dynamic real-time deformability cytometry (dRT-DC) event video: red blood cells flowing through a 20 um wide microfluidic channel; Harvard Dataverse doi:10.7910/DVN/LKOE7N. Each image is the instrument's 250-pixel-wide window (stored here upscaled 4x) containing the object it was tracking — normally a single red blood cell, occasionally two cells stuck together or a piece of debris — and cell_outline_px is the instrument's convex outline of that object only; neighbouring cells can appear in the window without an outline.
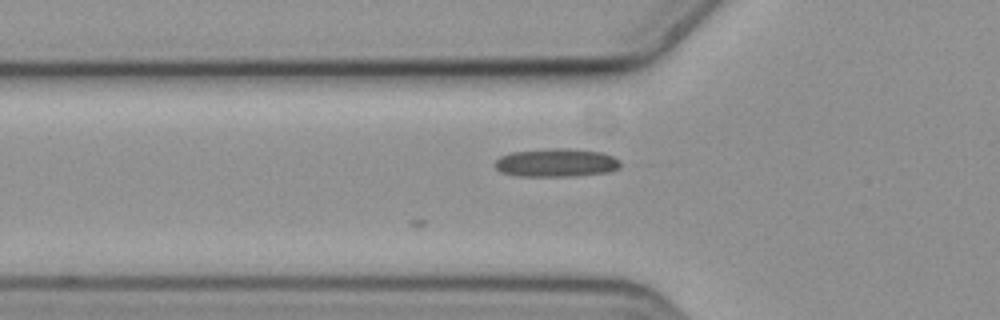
{"species": "common noctule bat (a hibernating species)", "species_latin": "Nyctalus noctula", "temperature_condition": "cold", "stored_images_in_passage": 2, "camera_frame_rate_fps": 3000, "um_per_image_px": 0.085, "animal": {"sex": "female", "body_mass_g": 19.3, "forearm_length_mm": 54.1}, "frame": {"image": 1, "passage_image": 2, "time_ms": 0.333, "image_size_px": [1000, 320], "cell_outline_px": [[620, 168], [608, 172], [576, 176], [520, 176], [500, 172], [492, 164], [500, 156], [512, 152], [548, 148], [568, 148], [604, 152], [620, 160]], "centroid_in_image_um": [47.28, 13.82], "position_along_channel_um": 78.5, "area_um2": 20.98}}